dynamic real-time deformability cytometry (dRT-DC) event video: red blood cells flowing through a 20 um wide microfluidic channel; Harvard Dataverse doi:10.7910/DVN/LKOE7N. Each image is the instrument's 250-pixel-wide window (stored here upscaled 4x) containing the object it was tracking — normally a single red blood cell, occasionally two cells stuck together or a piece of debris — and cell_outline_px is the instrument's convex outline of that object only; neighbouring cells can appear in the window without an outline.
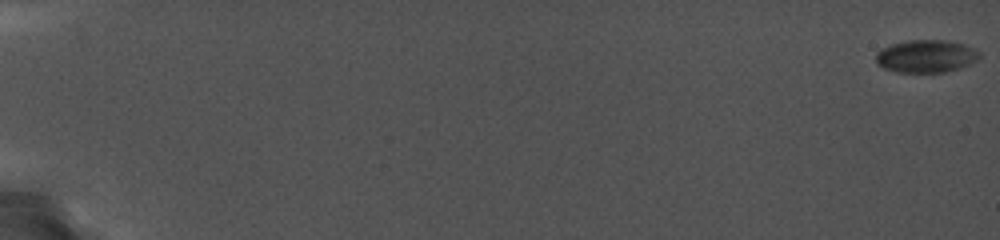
{"species": "common noctule bat (a hibernating species)", "species_latin": "Nyctalus noctula", "temperature_condition": "cold", "stored_images_in_passage": 90, "camera_frame_rate_fps": 5000, "um_per_image_px": 0.085, "animal": {"sex": "female", "body_mass_g": 19.0, "forearm_length_mm": 56.7}, "frame": {"image": 1, "passage_image": 1, "time_ms": 0.0, "image_size_px": [1000, 240], "cell_outline_px": [[980, 56], [976, 60], [960, 68], [944, 72], [896, 72], [884, 68], [876, 64], [876, 52], [892, 44], [908, 40], [944, 40], [964, 44], [976, 48], [980, 52]], "centroid_in_image_um": [78.72, 4.77], "position_along_channel_um": 6.3, "area_um2": 19.71}}
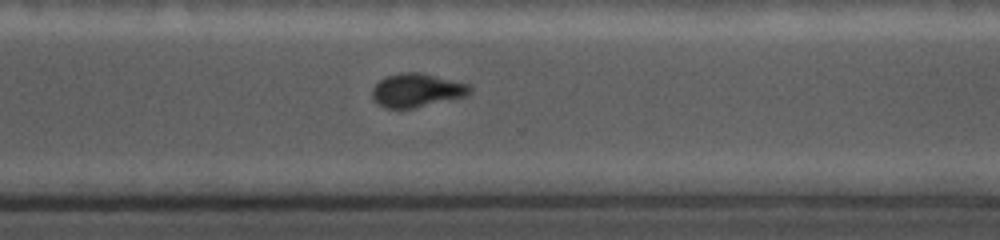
{"frame": {"image": 2, "passage_image": 74, "time_ms": 14.6, "image_size_px": [1000, 240], "cell_outline_px": [[472, 92], [468, 96], [412, 108], [388, 108], [372, 100], [372, 88], [384, 76], [400, 72], [424, 72], [472, 84]], "centroid_in_image_um": [35.48, 7.64], "position_along_channel_um": 335.1, "area_um2": 19.54}}
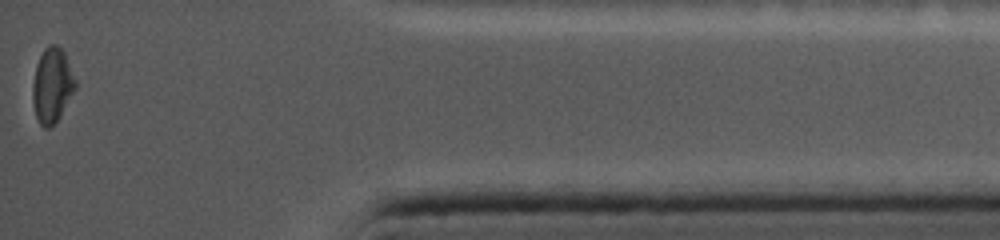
{"frame": {"image": 3, "passage_image": 90, "time_ms": 17.8, "image_size_px": [1000, 240], "cell_outline_px": [[76, 88], [60, 116], [48, 128], [44, 128], [40, 124], [36, 116], [32, 100], [32, 84], [36, 64], [44, 48], [48, 44], [56, 44], [64, 52], [76, 80]], "centroid_in_image_um": [4.42, 7.23], "position_along_channel_um": 430.8, "area_um2": 18.55}}